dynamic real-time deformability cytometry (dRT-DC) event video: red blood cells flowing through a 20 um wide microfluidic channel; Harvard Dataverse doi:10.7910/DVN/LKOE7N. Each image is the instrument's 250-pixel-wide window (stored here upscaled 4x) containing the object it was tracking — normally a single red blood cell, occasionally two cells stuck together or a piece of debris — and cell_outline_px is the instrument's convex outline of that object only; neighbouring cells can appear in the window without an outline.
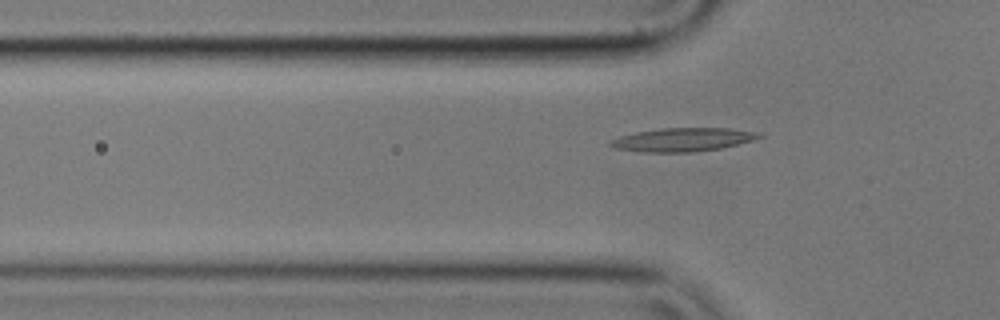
{"species": "common noctule bat (a hibernating species)", "species_latin": "Nyctalus noctula", "temperature_condition": "cold", "stored_images_in_passage": 6, "segment_of_instrument_passage": [2, 2], "camera_frame_rate_fps": 3000, "um_per_image_px": 0.085, "animal": {"sex": "male", "body_mass_g": 17.9}, "frame": {"image": 1, "passage_image": 6, "time_ms": 1.667, "image_size_px": [1000, 320], "cell_outline_px": [[764, 136], [752, 140], [720, 148], [692, 152], [644, 152], [616, 148], [608, 144], [612, 140], [620, 136], [636, 132], [660, 128], [732, 128], [760, 132]], "centroid_in_image_um": [58.07, 11.86], "position_along_channel_um": 67.7, "area_um2": 20.23}}